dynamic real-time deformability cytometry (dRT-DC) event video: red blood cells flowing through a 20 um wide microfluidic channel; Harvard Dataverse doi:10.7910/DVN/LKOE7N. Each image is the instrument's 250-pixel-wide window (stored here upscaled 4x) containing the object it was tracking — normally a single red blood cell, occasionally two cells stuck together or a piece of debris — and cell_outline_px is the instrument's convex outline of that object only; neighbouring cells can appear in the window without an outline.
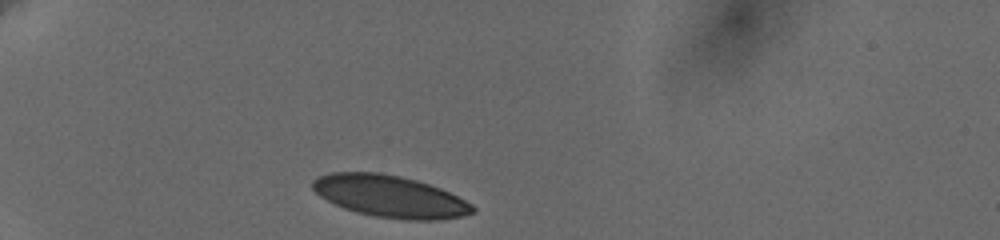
{"species": "human", "species_latin": "Homo sapiens", "temperature_condition": "cold", "stored_images_in_passage": 6, "camera_frame_rate_fps": 3000, "um_per_image_px": 0.085, "donor": {"sex": "female"}, "frame": {"image": 1, "passage_image": 1, "time_ms": 0.0, "image_size_px": [1000, 240], "cell_outline_px": [[476, 212], [460, 216], [440, 220], [404, 220], [376, 216], [356, 212], [344, 208], [320, 196], [312, 188], [312, 180], [316, 176], [332, 172], [380, 172], [400, 176], [416, 180], [440, 188], [472, 204], [476, 208]], "centroid_in_image_um": [33.13, 16.68], "position_along_channel_um": 51.9, "area_um2": 39.02}}
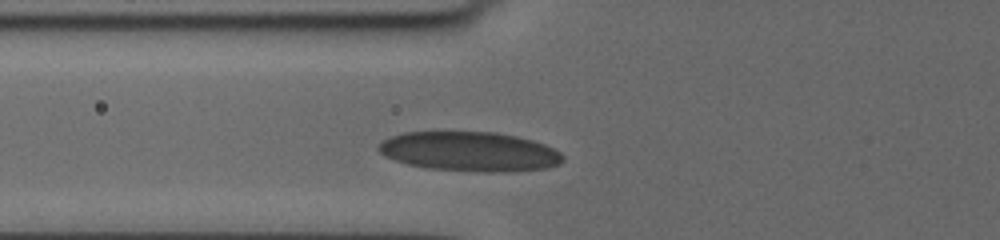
{"frame": {"image": 2, "passage_image": 5, "time_ms": 2.0, "image_size_px": [1000, 240], "cell_outline_px": [[564, 160], [560, 164], [548, 168], [512, 172], [484, 172], [428, 168], [408, 164], [384, 156], [376, 148], [384, 140], [392, 136], [404, 132], [496, 132], [516, 136], [532, 140], [544, 144], [560, 152], [564, 156]], "centroid_in_image_um": [39.96, 12.89], "position_along_channel_um": 85.8, "area_um2": 42.54}}